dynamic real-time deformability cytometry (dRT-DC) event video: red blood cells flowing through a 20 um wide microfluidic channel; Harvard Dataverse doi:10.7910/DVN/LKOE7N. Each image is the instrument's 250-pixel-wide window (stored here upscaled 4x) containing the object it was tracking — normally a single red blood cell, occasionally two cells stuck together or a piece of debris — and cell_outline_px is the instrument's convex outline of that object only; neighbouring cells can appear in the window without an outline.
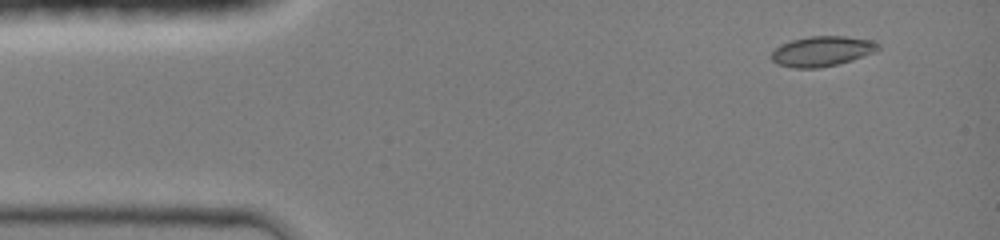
{"species": "common noctule bat (a hibernating species)", "species_latin": "Nyctalus noctula", "temperature_condition": "room temperature", "stored_images_in_passage": 41, "camera_frame_rate_fps": 3000, "um_per_image_px": 0.085, "animal": {"sex": "female", "body_mass_g": 19.0, "forearm_length_mm": 51.5}, "frame": {"image": 1, "passage_image": 1, "time_ms": 0.0, "image_size_px": [1000, 240], "cell_outline_px": [[880, 48], [876, 52], [852, 60], [836, 64], [816, 68], [792, 68], [776, 64], [768, 56], [780, 44], [792, 40], [808, 36], [844, 36], [872, 40], [880, 44]], "centroid_in_image_um": [69.85, 4.35], "position_along_channel_um": 15.1, "area_um2": 18.9}}
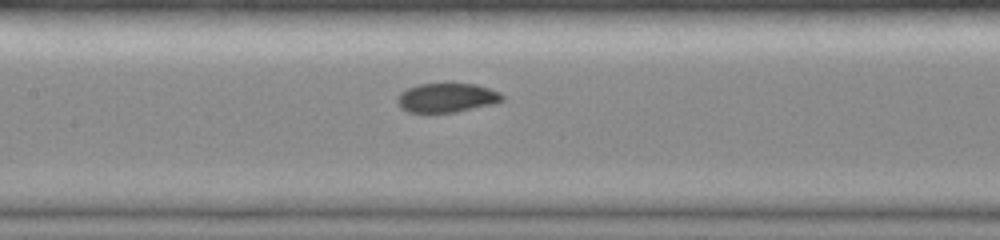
{"frame": {"image": 2, "passage_image": 18, "time_ms": 5.667, "image_size_px": [1000, 240], "cell_outline_px": [[504, 100], [492, 104], [456, 112], [408, 112], [400, 108], [396, 100], [396, 96], [400, 92], [416, 84], [476, 84], [500, 92], [504, 96]], "centroid_in_image_um": [37.95, 8.31], "position_along_channel_um": 169.5, "area_um2": 17.86}}
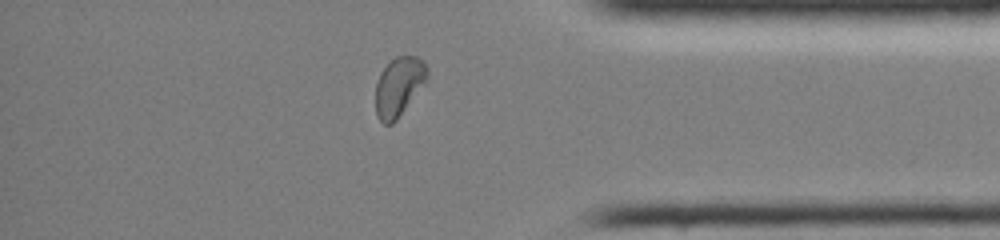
{"frame": {"image": 3, "passage_image": 35, "time_ms": 11.333, "image_size_px": [1000, 240], "cell_outline_px": [[428, 84], [396, 120], [392, 124], [384, 124], [376, 116], [376, 84], [380, 72], [396, 56], [416, 56], [424, 60], [428, 68]], "centroid_in_image_um": [33.96, 7.36], "position_along_channel_um": 401.2, "area_um2": 18.26}, "authors_computed_cell_mechanics": {"area_um2": 18.2648, "velocity_mm_per_s": 4.247, "shape_relaxation_time_tau1_ms": 8.13, "shape_relaxation_time_tau2_ms": null, "deformation_change_tau1": 0.1932, "deformation_change_tau2": null}}